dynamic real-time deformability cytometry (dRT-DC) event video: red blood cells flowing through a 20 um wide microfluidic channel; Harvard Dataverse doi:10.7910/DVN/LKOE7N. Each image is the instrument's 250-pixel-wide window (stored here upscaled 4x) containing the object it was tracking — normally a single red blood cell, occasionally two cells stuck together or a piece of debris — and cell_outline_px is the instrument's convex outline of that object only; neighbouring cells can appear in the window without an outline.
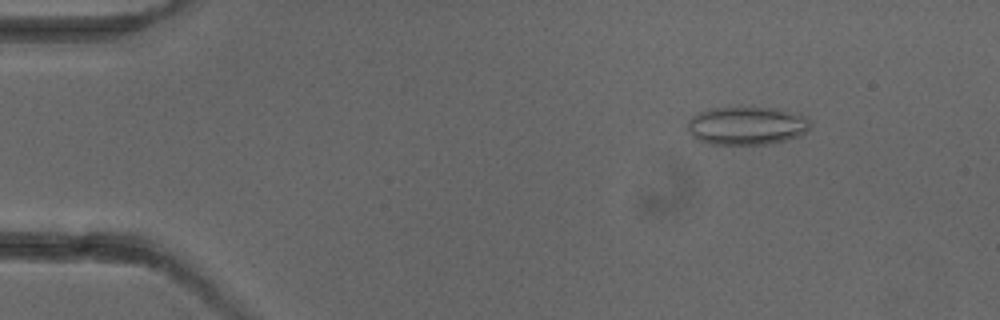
{"species": "common noctule bat (a hibernating species)", "species_latin": "Nyctalus noctula", "temperature_condition": "cold", "stored_images_in_passage": 6, "camera_frame_rate_fps": 3000, "um_per_image_px": 0.085, "animal": {"sex": "female"}, "frame": {"image": 1, "passage_image": 2, "time_ms": 1.0, "image_size_px": [1000, 320], "cell_outline_px": [[808, 128], [800, 136], [772, 144], [708, 144], [696, 140], [692, 136], [688, 128], [688, 120], [696, 112], [712, 108], [740, 104], [776, 108], [804, 116], [808, 120]], "centroid_in_image_um": [63.4, 10.64], "position_along_channel_um": 21.6, "area_um2": 28.15}}